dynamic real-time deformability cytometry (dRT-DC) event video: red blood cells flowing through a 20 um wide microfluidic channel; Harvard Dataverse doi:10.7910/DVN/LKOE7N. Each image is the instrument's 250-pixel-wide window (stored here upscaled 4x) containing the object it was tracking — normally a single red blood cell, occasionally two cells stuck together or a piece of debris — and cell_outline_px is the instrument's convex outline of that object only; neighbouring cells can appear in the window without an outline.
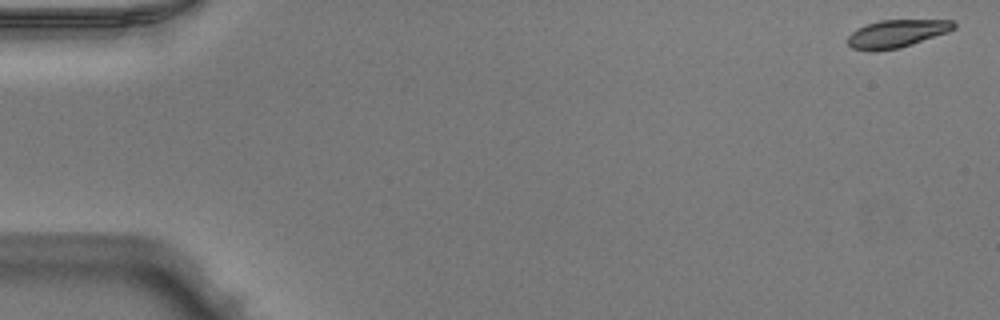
{"species": "Egyptian fruit bat (a non-hibernating species)", "species_latin": "Rousettus aegyptiacus", "temperature_condition": "warm", "stored_images_in_passage": 10, "camera_frame_rate_fps": 3000, "um_per_image_px": 0.085, "animal": {"sex": "male"}, "frame": {"image": 1, "passage_image": 1, "time_ms": 0.0, "image_size_px": [1000, 320], "cell_outline_px": [[956, 28], [948, 32], [900, 48], [876, 52], [872, 52], [852, 48], [848, 44], [848, 36], [856, 28], [880, 20], [952, 20], [956, 24]], "centroid_in_image_um": [76.21, 2.87], "position_along_channel_um": 8.8, "area_um2": 17.28}}